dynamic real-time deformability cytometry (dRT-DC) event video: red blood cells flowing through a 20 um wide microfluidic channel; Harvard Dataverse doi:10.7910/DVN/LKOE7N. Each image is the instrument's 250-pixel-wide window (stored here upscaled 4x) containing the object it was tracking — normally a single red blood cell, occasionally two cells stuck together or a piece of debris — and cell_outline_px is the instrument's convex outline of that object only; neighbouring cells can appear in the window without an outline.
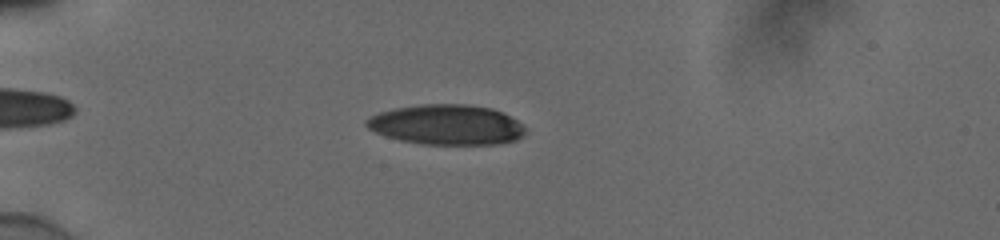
{"species": "human", "species_latin": "Homo sapiens", "temperature_condition": "cold", "stored_images_in_passage": 42, "camera_frame_rate_fps": 3000, "um_per_image_px": 0.085, "donor": {"sex": "male"}, "frame": {"image": 1, "passage_image": 3, "time_ms": 0.667, "image_size_px": [1000, 240], "cell_outline_px": [[528, 128], [524, 136], [516, 140], [500, 144], [424, 144], [400, 140], [376, 132], [368, 128], [364, 124], [364, 120], [368, 116], [392, 108], [420, 104], [468, 104], [492, 108], [516, 120]], "centroid_in_image_um": [37.96, 10.59], "position_along_channel_um": 47.0, "area_um2": 37.4}}
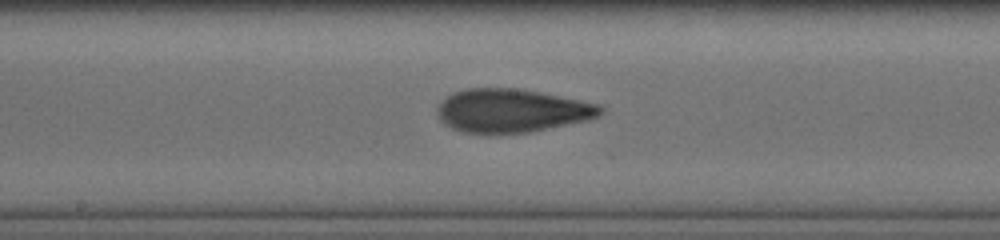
{"frame": {"image": 2, "passage_image": 18, "time_ms": 5.667, "image_size_px": [1000, 240], "cell_outline_px": [[604, 112], [600, 116], [588, 120], [528, 132], [464, 132], [452, 128], [444, 124], [440, 120], [436, 112], [436, 108], [452, 92], [468, 88], [516, 88], [540, 92], [600, 104], [604, 108]], "centroid_in_image_um": [43.52, 9.39], "position_along_channel_um": 204.7, "area_um2": 40.98}}
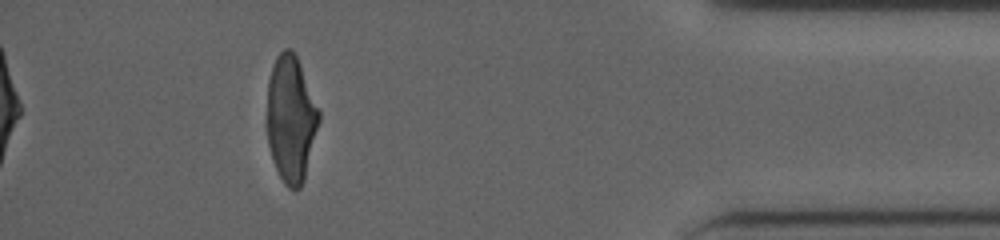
{"frame": {"image": 3, "passage_image": 37, "time_ms": 12.0, "image_size_px": [1000, 240], "cell_outline_px": [[320, 120], [304, 180], [300, 188], [288, 188], [284, 184], [272, 160], [268, 144], [268, 80], [276, 56], [284, 48], [292, 48], [300, 64], [320, 112]], "centroid_in_image_um": [24.73, 10.1], "position_along_channel_um": 410.5, "area_um2": 37.97}, "authors_computed_cell_mechanics": {"area_um2": 40.0265, "velocity_mm_per_s": 3.8827, "shape_relaxation_time_tau1_ms": 9.7901, "shape_relaxation_time_tau2_ms": 1.6618, "deformation_change_tau1": 0.2839, "deformation_change_tau2": 0.098}}